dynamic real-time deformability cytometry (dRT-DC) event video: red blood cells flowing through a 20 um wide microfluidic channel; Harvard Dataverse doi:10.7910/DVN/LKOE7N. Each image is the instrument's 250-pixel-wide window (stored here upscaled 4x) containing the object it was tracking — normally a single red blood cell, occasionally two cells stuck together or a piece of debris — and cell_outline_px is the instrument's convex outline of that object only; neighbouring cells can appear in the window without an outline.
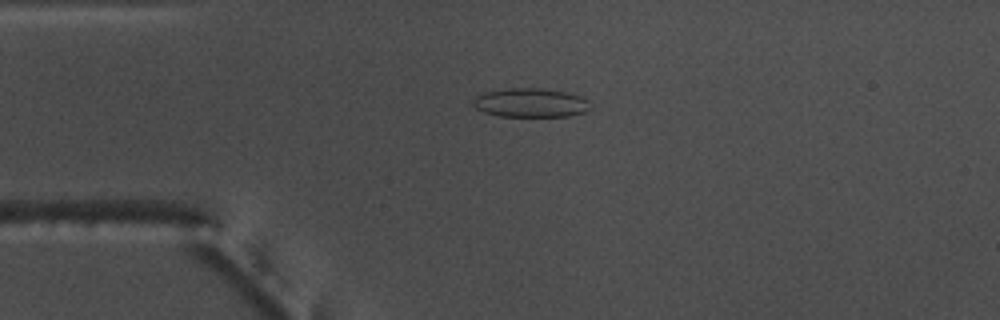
{"species": "common noctule bat (a hibernating species)", "species_latin": "Nyctalus noctula", "temperature_condition": "warm", "stored_images_in_passage": 51, "camera_frame_rate_fps": 3000, "um_per_image_px": 0.085, "animal": {"sex": "male", "body_mass_g": 17.5, "forearm_length_mm": 52.3}, "frame": {"image": 1, "passage_image": 10, "time_ms": 3.0, "image_size_px": [1000, 320], "cell_outline_px": [[592, 108], [584, 112], [568, 116], [500, 116], [484, 112], [476, 108], [472, 104], [472, 100], [476, 96], [484, 92], [512, 88], [540, 88], [564, 92], [580, 96], [592, 104]], "centroid_in_image_um": [45.1, 8.74], "position_along_channel_um": 39.9, "area_um2": 19.71}}
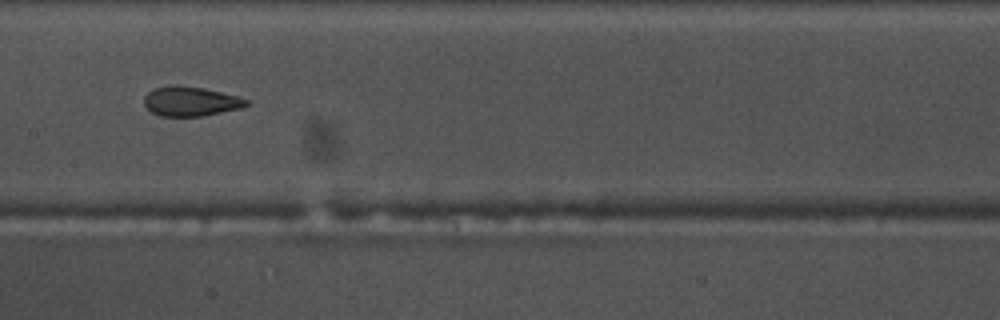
{"frame": {"image": 2, "passage_image": 24, "time_ms": 7.667, "image_size_px": [1000, 320], "cell_outline_px": [[248, 104], [244, 108], [200, 116], [160, 116], [152, 112], [144, 104], [144, 96], [152, 88], [172, 84], [176, 84], [204, 88], [236, 96], [248, 100]], "centroid_in_image_um": [16.17, 8.6], "position_along_channel_um": 191.2, "area_um2": 17.69}}
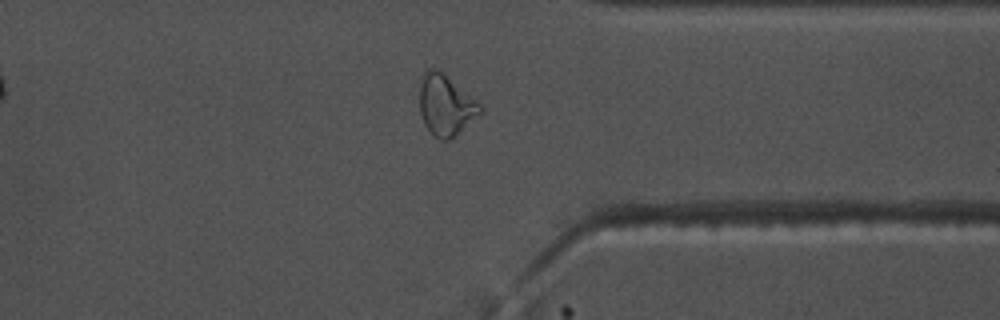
{"frame": {"image": 3, "passage_image": 39, "time_ms": 12.667, "image_size_px": [1000, 320], "cell_outline_px": [[484, 112], [448, 140], [440, 140], [424, 124], [420, 112], [420, 84], [424, 72], [428, 68], [436, 68], [444, 72], [476, 100], [484, 108]], "centroid_in_image_um": [37.9, 8.9], "position_along_channel_um": 373.5, "area_um2": 21.39}, "authors_computed_cell_mechanics": {"area_um2": 19.1896, "velocity_mm_per_s": 3.7371, "shape_relaxation_time_tau1_ms": null, "shape_relaxation_time_tau2_ms": 1.2674, "deformation_change_tau1": null, "deformation_change_tau2": 0.0753}}